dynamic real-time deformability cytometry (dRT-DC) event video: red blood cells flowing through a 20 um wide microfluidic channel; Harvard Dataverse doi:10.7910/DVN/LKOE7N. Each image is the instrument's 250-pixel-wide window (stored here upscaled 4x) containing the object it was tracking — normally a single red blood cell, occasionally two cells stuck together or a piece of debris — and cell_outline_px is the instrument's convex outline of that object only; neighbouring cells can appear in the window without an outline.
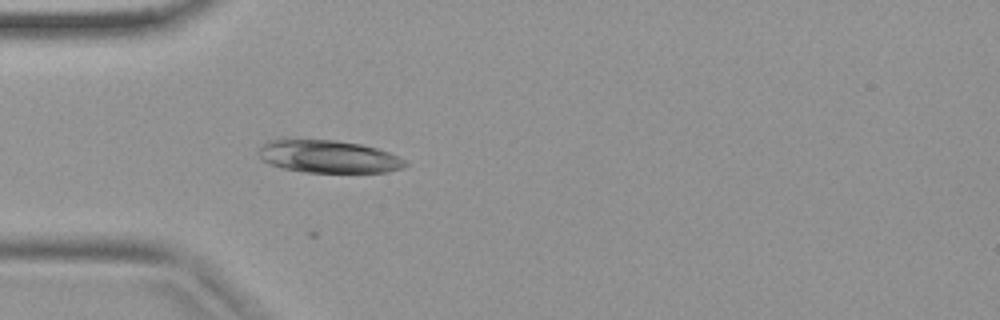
{"species": "common noctule bat (a hibernating species)", "species_latin": "Nyctalus noctula", "temperature_condition": "warm", "stored_images_in_passage": 16, "camera_frame_rate_fps": 3000, "um_per_image_px": 0.085, "animal": {"sex": "female", "body_mass_g": 19.9}, "frame": {"image": 1, "passage_image": 5, "time_ms": 1.333, "image_size_px": [1000, 320], "cell_outline_px": [[408, 164], [400, 168], [388, 172], [304, 172], [284, 168], [268, 164], [260, 156], [260, 144], [268, 140], [280, 136], [336, 140], [360, 144], [376, 148], [388, 152], [404, 160]], "centroid_in_image_um": [27.8, 13.26], "position_along_channel_um": 57.2, "area_um2": 28.5}}